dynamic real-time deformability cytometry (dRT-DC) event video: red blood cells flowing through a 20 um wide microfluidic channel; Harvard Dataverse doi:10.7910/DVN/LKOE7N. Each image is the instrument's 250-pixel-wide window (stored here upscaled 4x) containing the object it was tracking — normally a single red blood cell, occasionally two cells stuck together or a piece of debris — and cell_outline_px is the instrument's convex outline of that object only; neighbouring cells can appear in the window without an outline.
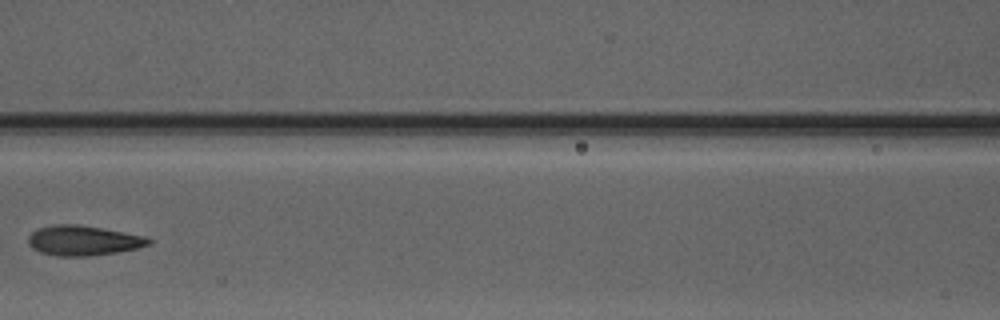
{"species": "Egyptian fruit bat (a non-hibernating species)", "species_latin": "Rousettus aegyptiacus", "temperature_condition": "warm", "stored_images_in_passage": 6, "camera_frame_rate_fps": 3000, "um_per_image_px": 0.085, "animal": {"sex": "male"}, "frame": {"image": 1, "passage_image": 5, "time_ms": 5.0, "image_size_px": [1000, 320], "cell_outline_px": [[152, 244], [140, 248], [116, 252], [88, 256], [56, 256], [40, 252], [32, 248], [28, 244], [28, 236], [36, 228], [52, 224], [80, 224], [144, 236], [152, 240]], "centroid_in_image_um": [7.05, 20.44], "position_along_channel_um": 159.5, "area_um2": 21.21}}
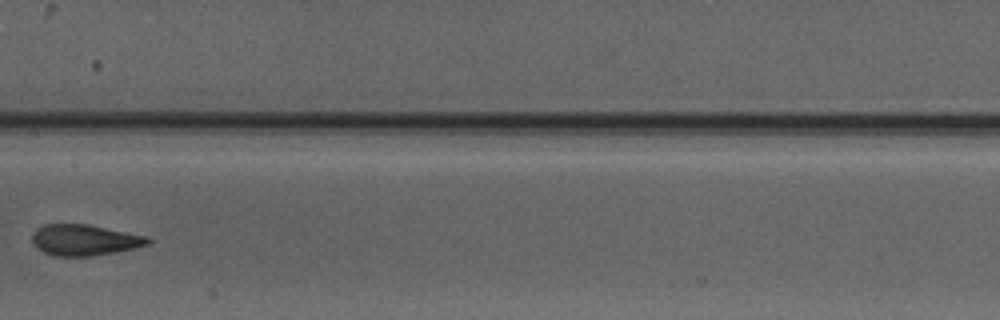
{"frame": {"image": 2, "passage_image": 6, "time_ms": 6.0, "image_size_px": [1000, 320], "cell_outline_px": [[152, 240], [148, 244], [136, 248], [92, 256], [56, 256], [44, 252], [36, 248], [32, 244], [32, 232], [36, 228], [44, 224], [88, 224], [148, 236]], "centroid_in_image_um": [7.16, 20.39], "position_along_channel_um": 200.2, "area_um2": 21.1}}